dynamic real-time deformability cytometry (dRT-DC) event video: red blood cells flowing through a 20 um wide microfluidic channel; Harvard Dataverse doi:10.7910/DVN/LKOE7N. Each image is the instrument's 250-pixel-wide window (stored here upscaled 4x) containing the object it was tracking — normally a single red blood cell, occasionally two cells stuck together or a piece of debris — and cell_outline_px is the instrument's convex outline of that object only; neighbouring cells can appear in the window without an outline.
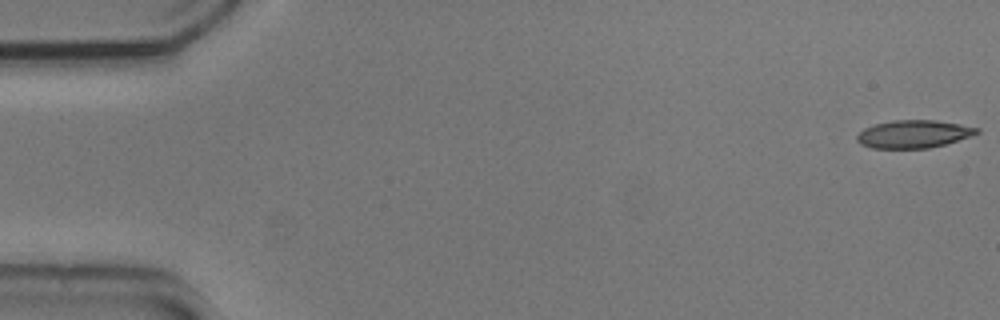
{"species": "common noctule bat (a hibernating species)", "species_latin": "Nyctalus noctula", "temperature_condition": "cold", "stored_images_in_passage": 54, "camera_frame_rate_fps": 3000, "um_per_image_px": 0.085, "animal": {"sex": "male", "body_mass_g": 20.5, "forearm_length_mm": 52.5}, "frame": {"image": 1, "passage_image": 1, "time_ms": 0.0, "image_size_px": [1000, 320], "cell_outline_px": [[980, 132], [972, 136], [944, 144], [928, 148], [872, 148], [860, 144], [856, 140], [856, 136], [864, 128], [876, 124], [892, 120], [936, 120], [960, 124], [980, 128]], "centroid_in_image_um": [77.66, 11.39], "position_along_channel_um": 7.3, "area_um2": 19.42}}
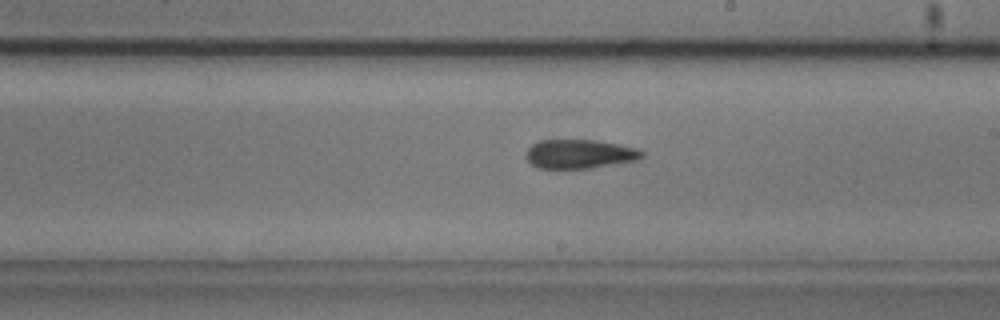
{"frame": {"image": 2, "passage_image": 31, "time_ms": 10.0, "image_size_px": [1000, 320], "cell_outline_px": [[644, 156], [640, 160], [588, 168], [536, 168], [524, 156], [528, 148], [532, 144], [540, 140], [596, 140], [620, 144], [636, 148], [644, 152]], "centroid_in_image_um": [49.28, 13.08], "position_along_channel_um": 239.7, "area_um2": 19.71}}
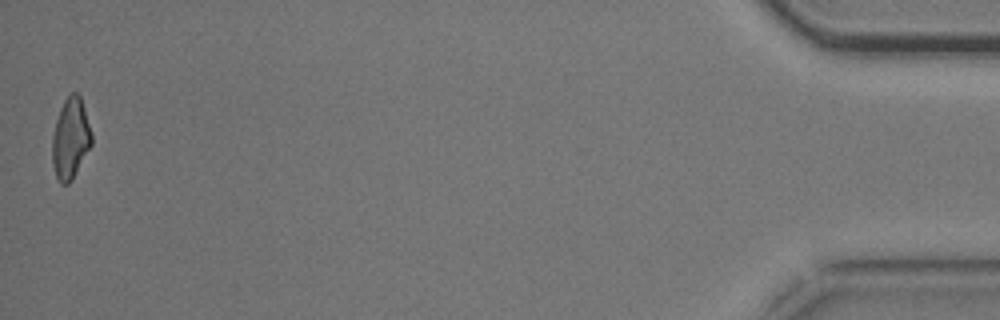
{"frame": {"image": 3, "passage_image": 54, "time_ms": 17.667, "image_size_px": [1000, 320], "cell_outline_px": [[92, 144], [72, 180], [68, 184], [60, 184], [56, 176], [52, 164], [52, 136], [56, 120], [60, 108], [64, 100], [72, 92], [76, 92], [80, 96], [92, 132]], "centroid_in_image_um": [5.99, 11.79], "position_along_channel_um": 429.2, "area_um2": 18.61}, "authors_computed_cell_mechanics": {"area_um2": 19.652, "velocity_mm_per_s": 3.7054, "shape_relaxation_time_tau1_ms": null, "shape_relaxation_time_tau2_ms": 9.7841, "deformation_change_tau1": null, "deformation_change_tau2": 0.2314}}